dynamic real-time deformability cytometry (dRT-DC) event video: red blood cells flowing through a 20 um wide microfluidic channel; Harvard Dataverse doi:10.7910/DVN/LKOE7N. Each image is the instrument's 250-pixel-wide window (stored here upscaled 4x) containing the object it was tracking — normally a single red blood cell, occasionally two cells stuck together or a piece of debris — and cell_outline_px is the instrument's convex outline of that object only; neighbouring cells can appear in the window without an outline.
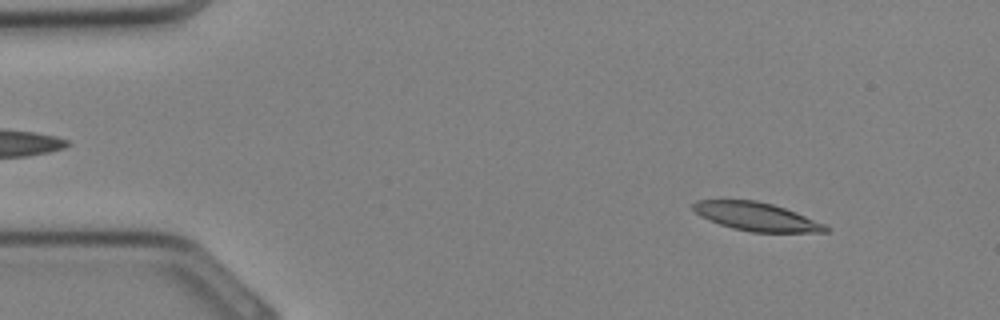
{"species": "Egyptian fruit bat (a non-hibernating species)", "species_latin": "Rousettus aegyptiacus", "temperature_condition": "cold", "stored_images_in_passage": 11, "camera_frame_rate_fps": 3000, "um_per_image_px": 0.085, "animal": {"sex": "female"}, "frame": {"image": 1, "passage_image": 3, "time_ms": 0.667, "image_size_px": [1000, 320], "cell_outline_px": [[832, 228], [828, 232], [752, 232], [732, 228], [720, 224], [700, 216], [692, 208], [692, 204], [696, 200], [756, 200], [772, 204], [796, 212], [828, 224]], "centroid_in_image_um": [64.36, 18.42], "position_along_channel_um": 20.6, "area_um2": 22.02}}
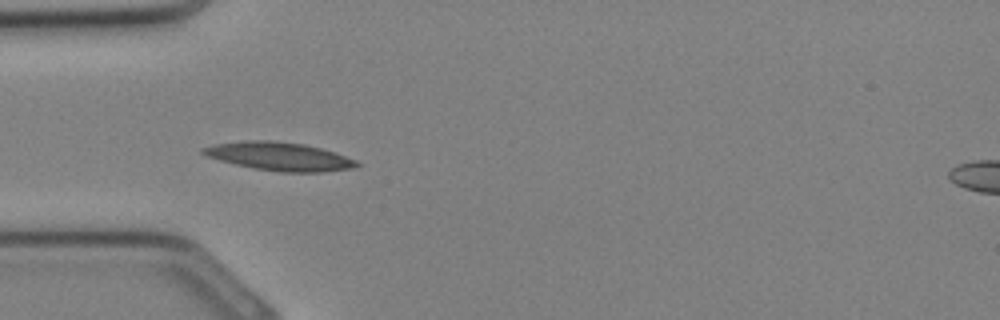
{"frame": {"image": 2, "passage_image": 9, "time_ms": 2.667, "image_size_px": [1000, 320], "cell_outline_px": [[360, 164], [356, 168], [320, 172], [280, 172], [252, 168], [204, 156], [200, 152], [200, 148], [212, 144], [244, 140], [272, 140], [304, 144], [320, 148], [356, 160]], "centroid_in_image_um": [23.68, 13.29], "position_along_channel_um": 61.3, "area_um2": 25.49}}
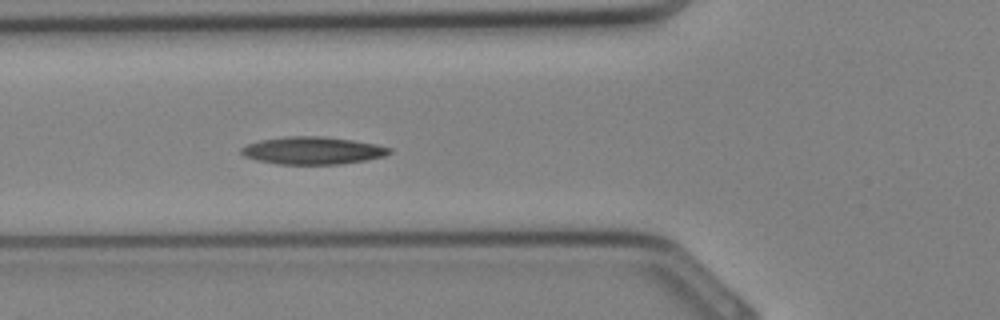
{"frame": {"image": 3, "passage_image": 11, "time_ms": 3.333, "image_size_px": [1000, 320], "cell_outline_px": [[392, 152], [384, 156], [364, 160], [340, 164], [280, 164], [260, 160], [244, 156], [240, 152], [240, 148], [248, 144], [260, 140], [284, 136], [320, 136], [352, 140], [376, 144], [392, 148]], "centroid_in_image_um": [26.58, 12.79], "position_along_channel_um": 99.2, "area_um2": 23.58}}